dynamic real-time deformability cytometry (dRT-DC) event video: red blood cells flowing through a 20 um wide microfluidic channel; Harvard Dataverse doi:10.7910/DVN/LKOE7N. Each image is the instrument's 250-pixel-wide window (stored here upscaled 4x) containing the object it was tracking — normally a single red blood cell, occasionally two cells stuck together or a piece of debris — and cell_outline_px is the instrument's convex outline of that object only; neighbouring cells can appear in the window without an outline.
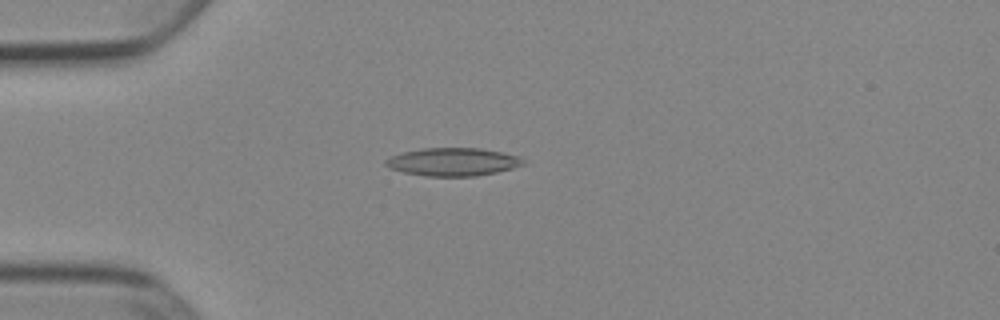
{"species": "Egyptian fruit bat (a non-hibernating species)", "species_latin": "Rousettus aegyptiacus", "temperature_condition": "cold", "stored_images_in_passage": 52, "camera_frame_rate_fps": 3000, "um_per_image_px": 0.085, "animal": {"sex": "female"}, "frame": {"image": 1, "passage_image": 14, "time_ms": 4.333, "image_size_px": [1000, 320], "cell_outline_px": [[524, 164], [512, 168], [496, 172], [476, 176], [424, 176], [404, 172], [388, 168], [384, 164], [384, 160], [392, 156], [404, 152], [424, 148], [480, 148], [520, 156], [524, 160]], "centroid_in_image_um": [38.48, 13.76], "position_along_channel_um": 46.5, "area_um2": 22.37}}
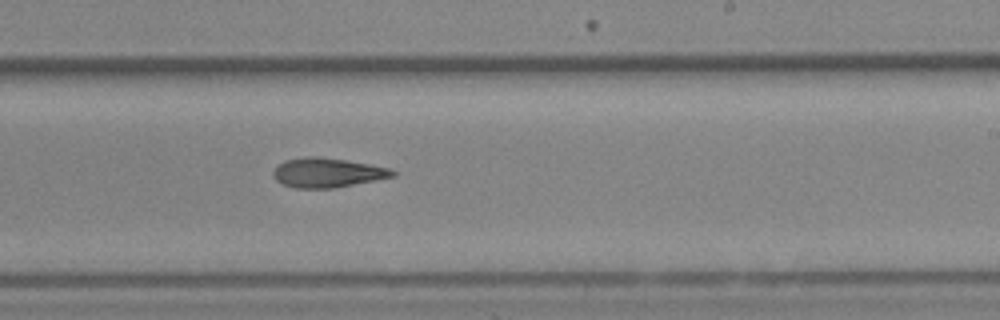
{"frame": {"image": 2, "passage_image": 32, "time_ms": 10.333, "image_size_px": [1000, 320], "cell_outline_px": [[396, 176], [336, 188], [296, 188], [284, 184], [276, 180], [272, 176], [272, 172], [284, 160], [308, 156], [320, 156], [368, 164], [388, 168], [396, 172]], "centroid_in_image_um": [27.82, 14.68], "position_along_channel_um": 261.2, "area_um2": 20.4}}
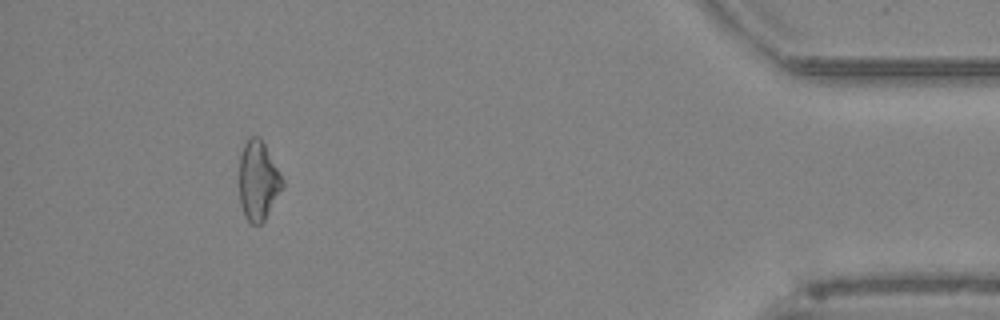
{"frame": {"image": 3, "passage_image": 48, "time_ms": 15.667, "image_size_px": [1000, 320], "cell_outline_px": [[284, 188], [264, 220], [260, 224], [252, 224], [244, 216], [240, 204], [240, 152], [244, 144], [252, 136], [260, 136], [284, 180]], "centroid_in_image_um": [21.96, 15.37], "position_along_channel_um": 413.2, "area_um2": 20.0}, "authors_computed_cell_mechanics": {"area_um2": 20.8369, "velocity_mm_per_s": 3.9132, "shape_relaxation_time_tau1_ms": null, "shape_relaxation_time_tau2_ms": 6.863, "deformation_change_tau1": null, "deformation_change_tau2": 0.1849}}